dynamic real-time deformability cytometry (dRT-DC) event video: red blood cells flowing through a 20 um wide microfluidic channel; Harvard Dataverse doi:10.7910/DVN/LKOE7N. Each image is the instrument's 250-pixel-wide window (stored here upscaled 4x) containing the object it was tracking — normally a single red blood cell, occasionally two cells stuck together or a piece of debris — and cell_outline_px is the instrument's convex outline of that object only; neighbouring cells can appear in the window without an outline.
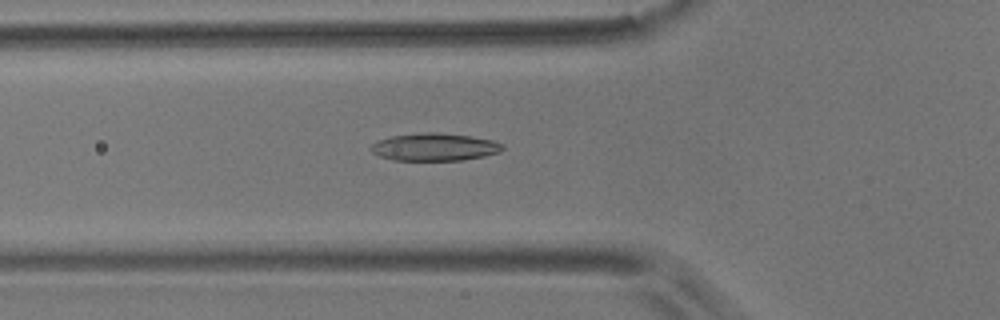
{"species": "common noctule bat (a hibernating species)", "species_latin": "Nyctalus noctula", "temperature_condition": "room temperature", "stored_images_in_passage": 57, "camera_frame_rate_fps": 3000, "um_per_image_px": 0.085, "animal": {"sex": "male", "body_mass_g": 17.9}, "frame": {"image": 1, "passage_image": 20, "time_ms": 6.333, "image_size_px": [1000, 320], "cell_outline_px": [[504, 148], [500, 152], [484, 156], [464, 160], [392, 160], [380, 156], [372, 152], [368, 148], [372, 144], [380, 140], [392, 136], [424, 132], [432, 132], [468, 136], [492, 140], [500, 144]], "centroid_in_image_um": [36.91, 12.5], "position_along_channel_um": 88.9, "area_um2": 20.92}}
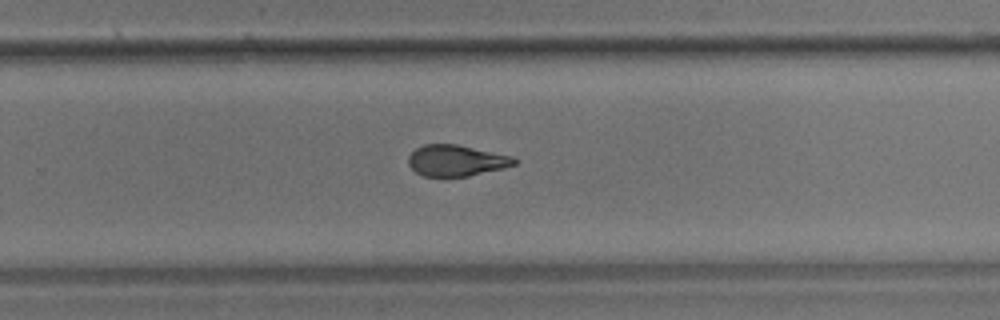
{"frame": {"image": 2, "passage_image": 37, "time_ms": 12.0, "image_size_px": [1000, 320], "cell_outline_px": [[516, 164], [504, 168], [468, 176], [424, 176], [416, 172], [408, 164], [408, 156], [416, 148], [424, 144], [456, 144], [512, 156], [516, 160]], "centroid_in_image_um": [38.76, 13.64], "position_along_channel_um": 291.0, "area_um2": 19.07}}
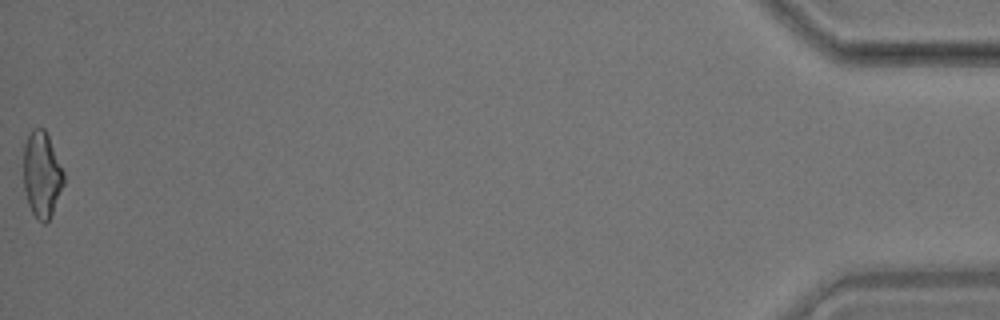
{"frame": {"image": 3, "passage_image": 57, "time_ms": 18.667, "image_size_px": [1000, 320], "cell_outline_px": [[64, 184], [52, 212], [48, 220], [44, 224], [32, 212], [28, 204], [24, 188], [24, 144], [32, 128], [44, 128], [48, 136], [64, 172]], "centroid_in_image_um": [3.55, 14.82], "position_along_channel_um": 431.6, "area_um2": 19.83}, "authors_computed_cell_mechanics": {"area_um2": 20.4612, "velocity_mm_per_s": 3.5648, "shape_relaxation_time_tau1_ms": 7.937, "shape_relaxation_time_tau2_ms": 2.2524, "deformation_change_tau1": 0.1999, "deformation_change_tau2": 0.0979}}